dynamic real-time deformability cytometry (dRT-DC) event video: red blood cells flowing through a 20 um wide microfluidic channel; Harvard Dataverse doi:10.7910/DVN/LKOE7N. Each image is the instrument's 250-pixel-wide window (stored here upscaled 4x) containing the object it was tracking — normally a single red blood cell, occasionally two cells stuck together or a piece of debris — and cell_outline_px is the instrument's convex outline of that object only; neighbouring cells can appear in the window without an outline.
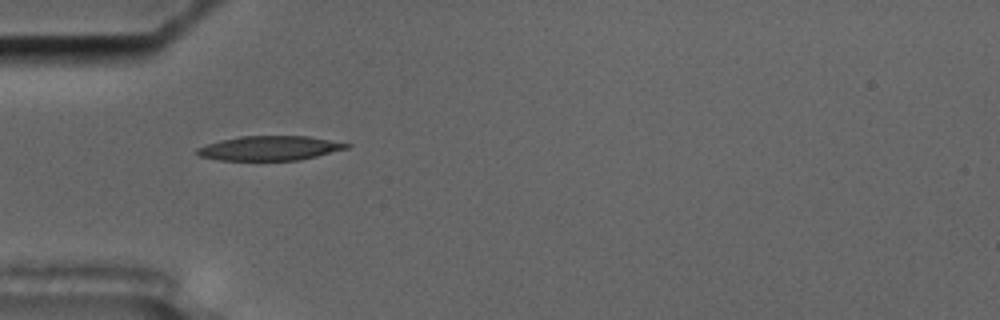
{"species": "common noctule bat (a hibernating species)", "species_latin": "Nyctalus noctula", "temperature_condition": "cold", "stored_images_in_passage": 41, "camera_frame_rate_fps": 3000, "um_per_image_px": 0.085, "animal": {"sex": "male", "body_mass_g": 17.5, "forearm_length_mm": 52.3}, "frame": {"image": 1, "passage_image": 2, "time_ms": 0.333, "image_size_px": [1000, 320], "cell_outline_px": [[352, 144], [348, 148], [300, 160], [220, 160], [200, 156], [196, 152], [196, 148], [220, 140], [240, 136], [308, 136]], "centroid_in_image_um": [22.92, 12.59], "position_along_channel_um": 62.1, "area_um2": 21.15}}
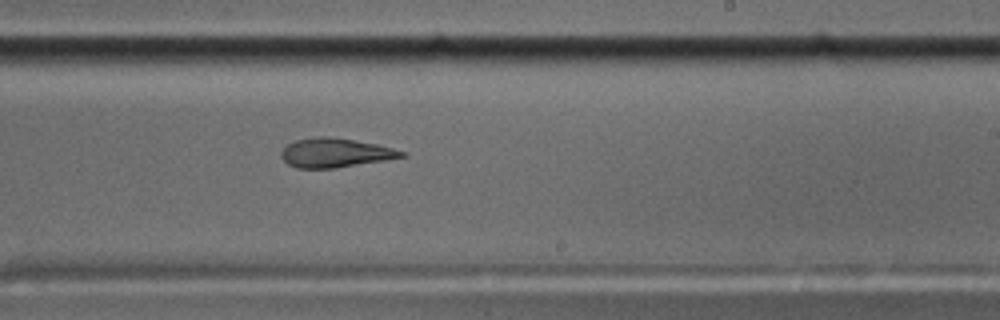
{"frame": {"image": 2, "passage_image": 19, "time_ms": 6.0, "image_size_px": [1000, 320], "cell_outline_px": [[408, 156], [384, 160], [332, 168], [296, 168], [288, 164], [280, 156], [280, 152], [288, 144], [296, 140], [316, 136], [328, 136], [376, 144], [408, 152]], "centroid_in_image_um": [28.49, 12.98], "position_along_channel_um": 260.5, "area_um2": 20.29}}
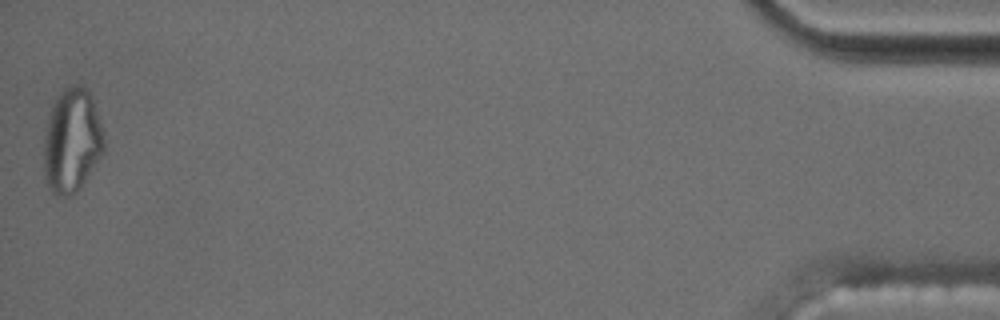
{"frame": {"image": 3, "passage_image": 41, "time_ms": 13.333, "image_size_px": [1000, 320], "cell_outline_px": [[104, 148], [76, 192], [68, 196], [52, 192], [48, 184], [44, 168], [44, 140], [48, 120], [52, 108], [56, 100], [64, 88], [72, 84], [80, 84], [92, 96], [104, 132]], "centroid_in_image_um": [6.12, 11.91], "position_along_channel_um": 429.1, "area_um2": 35.55}, "authors_computed_cell_mechanics": {"area_um2": 21.7906, "velocity_mm_per_s": 3.5438, "shape_relaxation_time_tau1_ms": null, "shape_relaxation_time_tau2_ms": 5.5844, "deformation_change_tau1": null, "deformation_change_tau2": 0.1647}}